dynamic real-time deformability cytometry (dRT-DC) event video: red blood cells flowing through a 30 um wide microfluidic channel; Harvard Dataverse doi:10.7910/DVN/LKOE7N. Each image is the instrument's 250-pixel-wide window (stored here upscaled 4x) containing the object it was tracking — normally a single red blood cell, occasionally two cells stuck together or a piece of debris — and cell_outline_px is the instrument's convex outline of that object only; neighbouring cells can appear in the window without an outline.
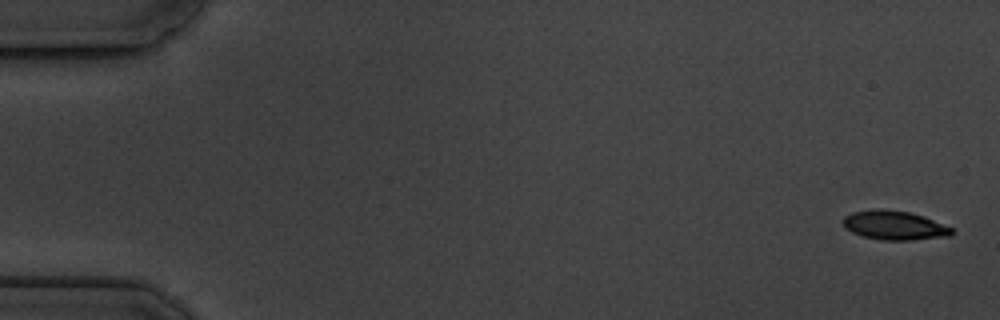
{"species": "common noctule bat (a hibernating species)", "species_latin": "Nyctalus noctula", "temperature_condition": "cold", "stored_images_in_passage": 17, "camera_frame_rate_fps": 3000, "um_per_image_px": 0.085, "animal": {"sex": "male", "body_mass_g": 19.5, "forearm_length_mm": 54.6}, "frame": {"image": 1, "passage_image": 1, "time_ms": 0.0, "image_size_px": [1000, 320], "cell_outline_px": [[952, 236], [912, 240], [880, 240], [864, 236], [852, 232], [844, 228], [840, 220], [844, 216], [852, 212], [908, 212], [924, 216], [952, 228]], "centroid_in_image_um": [76.03, 19.21], "position_along_channel_um": 9.0, "area_um2": 17.74}}
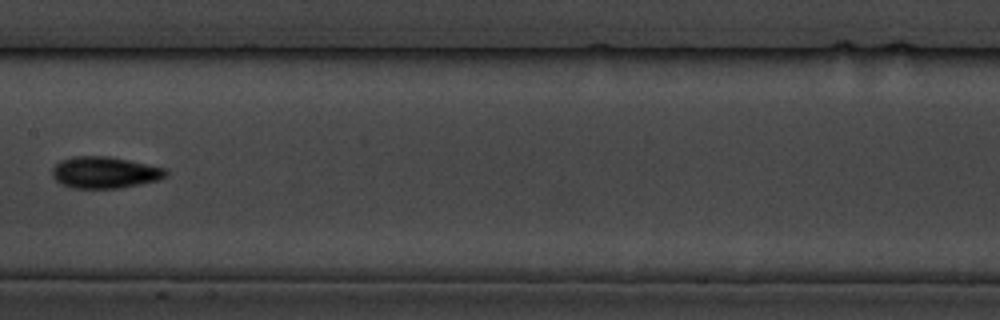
{"frame": {"image": 2, "passage_image": 9, "time_ms": 9.333, "image_size_px": [1000, 320], "cell_outline_px": [[168, 176], [160, 180], [120, 188], [72, 188], [60, 184], [52, 176], [52, 168], [60, 160], [76, 156], [108, 156], [128, 160], [164, 168], [168, 172]], "centroid_in_image_um": [8.9, 14.67], "position_along_channel_um": 198.5, "area_um2": 20.98}}
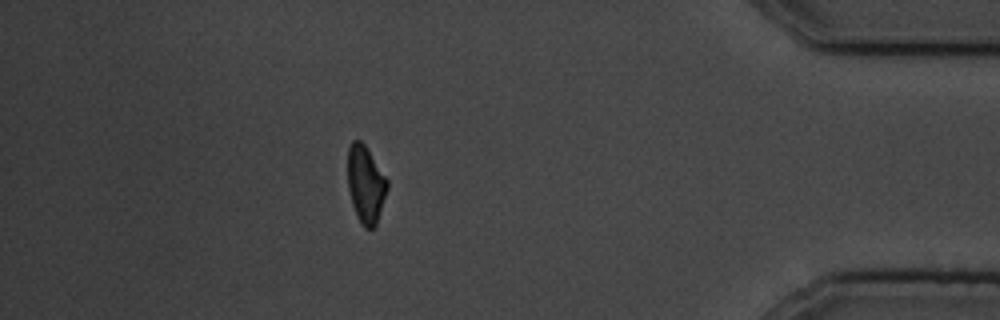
{"frame": {"image": 3, "passage_image": 15, "time_ms": 16.333, "image_size_px": [1000, 320], "cell_outline_px": [[388, 188], [376, 224], [372, 228], [364, 228], [352, 204], [348, 188], [348, 148], [352, 140], [360, 140], [368, 148], [388, 180]], "centroid_in_image_um": [31.09, 15.62], "position_along_channel_um": 404.1, "area_um2": 17.69}, "authors_computed_cell_mechanics": {"area_um2": 18.9006, "velocity_mm_per_s": 3.5396, "shape_relaxation_time_tau1_ms": 4.7287, "shape_relaxation_time_tau2_ms": 4.1136, "deformation_change_tau1": 0.1234, "deformation_change_tau2": 0.0754}}